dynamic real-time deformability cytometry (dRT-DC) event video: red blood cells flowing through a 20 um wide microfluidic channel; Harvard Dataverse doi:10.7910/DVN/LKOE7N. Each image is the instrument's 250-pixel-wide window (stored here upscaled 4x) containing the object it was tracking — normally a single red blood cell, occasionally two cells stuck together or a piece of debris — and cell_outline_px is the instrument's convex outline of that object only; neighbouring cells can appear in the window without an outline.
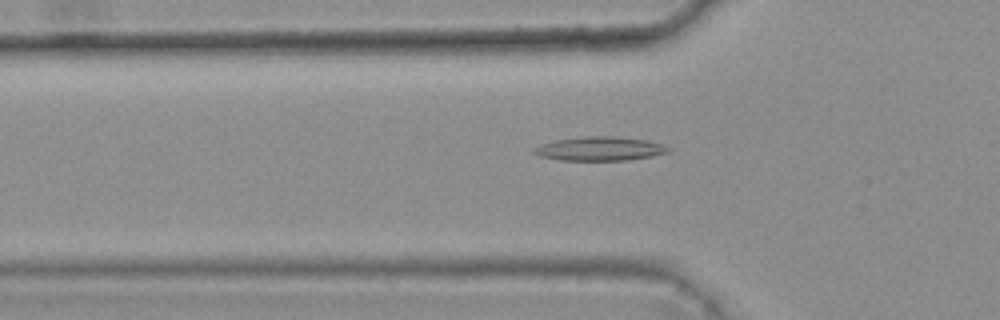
{"species": "common noctule bat (a hibernating species)", "species_latin": "Nyctalus noctula", "temperature_condition": "warm", "stored_images_in_passage": 33, "camera_frame_rate_fps": 3000, "um_per_image_px": 0.085, "animal": {"sex": "female", "body_mass_g": 25.1}, "frame": {"image": 1, "passage_image": 3, "time_ms": 0.667, "image_size_px": [1000, 320], "cell_outline_px": [[672, 148], [668, 152], [652, 156], [628, 160], [560, 160], [540, 156], [532, 152], [532, 148], [540, 144], [556, 140], [580, 136], [612, 136], [648, 140], [664, 144]], "centroid_in_image_um": [50.99, 12.63], "position_along_channel_um": 74.8, "area_um2": 18.9}}
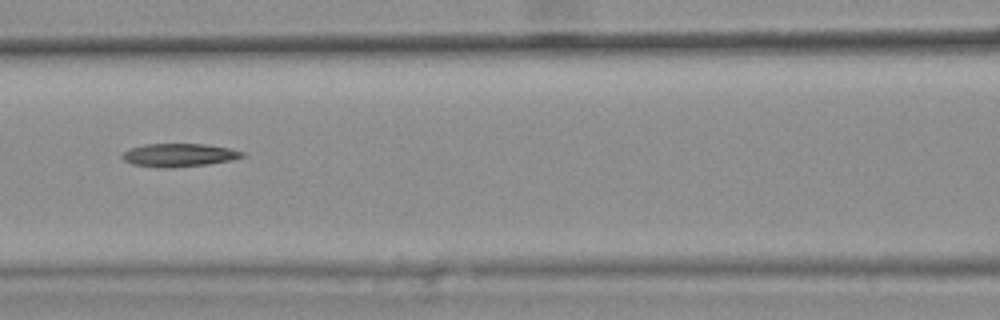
{"frame": {"image": 2, "passage_image": 9, "time_ms": 2.667, "image_size_px": [1000, 320], "cell_outline_px": [[244, 156], [232, 160], [208, 164], [164, 168], [132, 164], [124, 160], [120, 156], [124, 152], [132, 148], [144, 144], [208, 144], [228, 148], [244, 152]], "centroid_in_image_um": [15.22, 13.18], "position_along_channel_um": 151.4, "area_um2": 16.07}}
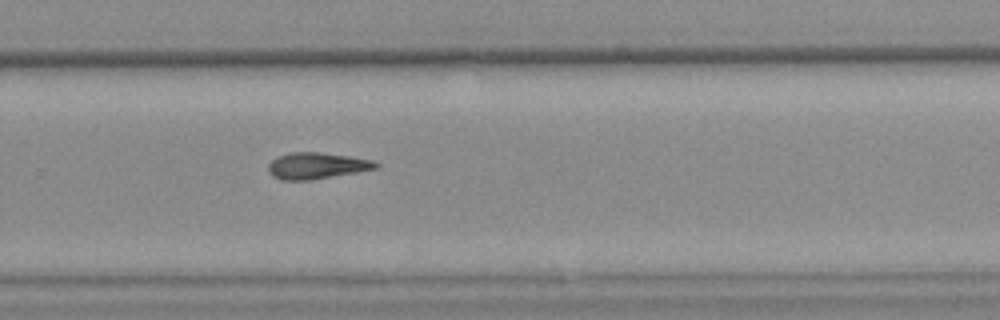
{"frame": {"image": 3, "passage_image": 21, "time_ms": 6.667, "image_size_px": [1000, 320], "cell_outline_px": [[380, 164], [376, 168], [356, 172], [308, 180], [280, 180], [272, 176], [268, 172], [268, 164], [276, 156], [288, 152], [320, 152], [348, 156], [372, 160]], "centroid_in_image_um": [26.85, 14.08], "position_along_channel_um": 302.9, "area_um2": 16.47}}